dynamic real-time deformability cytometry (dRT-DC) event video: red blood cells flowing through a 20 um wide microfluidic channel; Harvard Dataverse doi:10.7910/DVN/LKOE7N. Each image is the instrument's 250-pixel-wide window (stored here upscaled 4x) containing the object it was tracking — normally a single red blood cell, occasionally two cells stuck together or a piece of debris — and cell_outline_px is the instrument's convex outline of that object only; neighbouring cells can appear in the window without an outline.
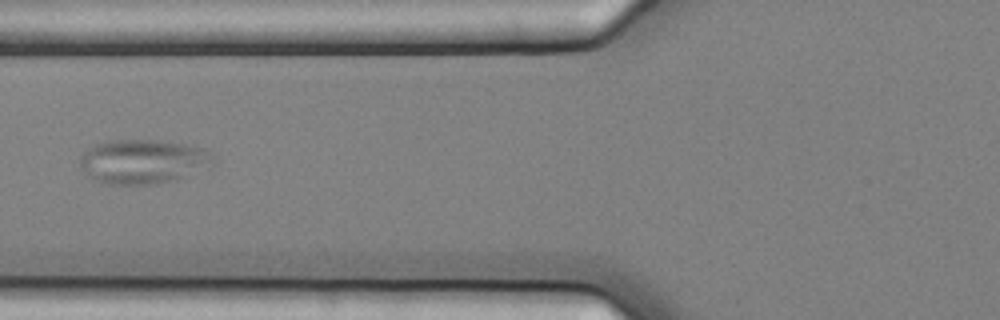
{"species": "common noctule bat (a hibernating species)", "species_latin": "Nyctalus noctula", "temperature_condition": "cold", "stored_images_in_passage": 7, "camera_frame_rate_fps": 3000, "um_per_image_px": 0.085, "animal": {"sex": "female", "body_mass_g": 25.1}, "frame": {"image": 1, "passage_image": 7, "time_ms": 2.0, "image_size_px": [1000, 320], "cell_outline_px": [[212, 164], [176, 180], [156, 184], [108, 184], [96, 180], [88, 176], [80, 168], [80, 156], [88, 148], [104, 140], [152, 140], [184, 144], [208, 148], [212, 152]], "centroid_in_image_um": [12.12, 13.72], "position_along_channel_um": 113.7, "area_um2": 34.39}}